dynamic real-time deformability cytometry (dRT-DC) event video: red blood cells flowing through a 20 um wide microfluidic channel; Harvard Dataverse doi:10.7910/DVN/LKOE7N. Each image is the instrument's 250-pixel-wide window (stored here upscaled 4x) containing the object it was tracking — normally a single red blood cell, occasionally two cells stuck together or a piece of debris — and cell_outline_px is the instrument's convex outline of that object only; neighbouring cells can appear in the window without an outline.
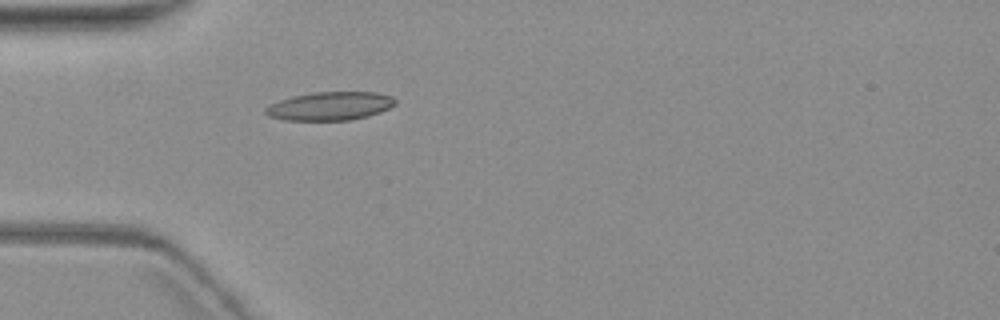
{"species": "common noctule bat (a hibernating species)", "species_latin": "Nyctalus noctula", "temperature_condition": "warm", "stored_images_in_passage": 5, "camera_frame_rate_fps": 3000, "um_per_image_px": 0.085, "animal": {"sex": "female", "body_mass_g": 19.3, "forearm_length_mm": 54.1}, "frame": {"image": 1, "passage_image": 5, "time_ms": 5.0, "image_size_px": [1000, 320], "cell_outline_px": [[396, 104], [380, 112], [368, 116], [352, 120], [284, 120], [268, 116], [264, 112], [264, 108], [268, 104], [292, 96], [312, 92], [376, 92], [392, 96], [396, 100]], "centroid_in_image_um": [28.03, 9.01], "position_along_channel_um": 57.0, "area_um2": 21.68}}